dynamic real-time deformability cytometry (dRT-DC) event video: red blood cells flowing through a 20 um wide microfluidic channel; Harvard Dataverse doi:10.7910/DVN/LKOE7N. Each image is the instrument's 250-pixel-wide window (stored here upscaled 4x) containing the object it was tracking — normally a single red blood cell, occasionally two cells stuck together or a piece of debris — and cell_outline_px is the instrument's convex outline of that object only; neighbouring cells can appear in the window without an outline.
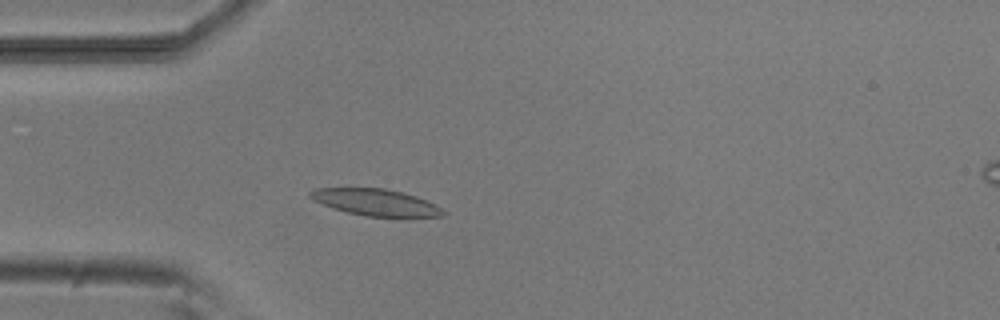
{"species": "common noctule bat (a hibernating species)", "species_latin": "Nyctalus noctula", "temperature_condition": "room temperature", "stored_images_in_passage": 4, "camera_frame_rate_fps": 3000, "um_per_image_px": 0.085, "animal": {"sex": "male", "body_mass_g": 20.5, "forearm_length_mm": 52.5}, "frame": {"image": 1, "passage_image": 4, "time_ms": 4.333, "image_size_px": [1000, 320], "cell_outline_px": [[444, 216], [408, 220], [400, 220], [364, 216], [332, 208], [312, 200], [308, 196], [308, 192], [316, 188], [384, 188], [404, 192], [416, 196], [440, 208], [444, 212]], "centroid_in_image_um": [31.99, 17.26], "position_along_channel_um": 53.0, "area_um2": 21.62}}